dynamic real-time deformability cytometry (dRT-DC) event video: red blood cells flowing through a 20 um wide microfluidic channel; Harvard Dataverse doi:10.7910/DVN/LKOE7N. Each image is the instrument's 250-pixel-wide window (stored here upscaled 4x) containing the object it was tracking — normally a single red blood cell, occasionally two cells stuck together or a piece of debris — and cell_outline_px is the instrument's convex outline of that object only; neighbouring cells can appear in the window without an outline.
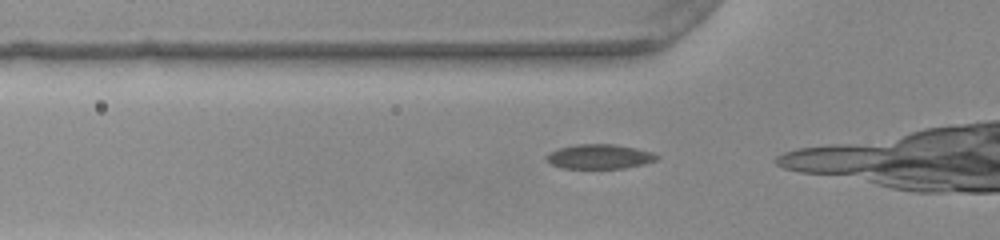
{"species": "common noctule bat (a hibernating species)", "species_latin": "Nyctalus noctula", "temperature_condition": "warm", "stored_images_in_passage": 10, "camera_frame_rate_fps": 3000, "um_per_image_px": 0.085, "animal": {"sex": "female", "body_mass_g": 22.0, "forearm_length_mm": 56.7}, "frame": {"image": 1, "passage_image": 6, "time_ms": 1.667, "image_size_px": [1000, 240], "cell_outline_px": [[660, 156], [656, 160], [644, 164], [624, 168], [560, 168], [544, 160], [544, 156], [548, 152], [556, 148], [576, 144], [616, 144], [636, 148], [652, 152]], "centroid_in_image_um": [50.9, 13.3], "position_along_channel_um": 74.9, "area_um2": 16.07}}
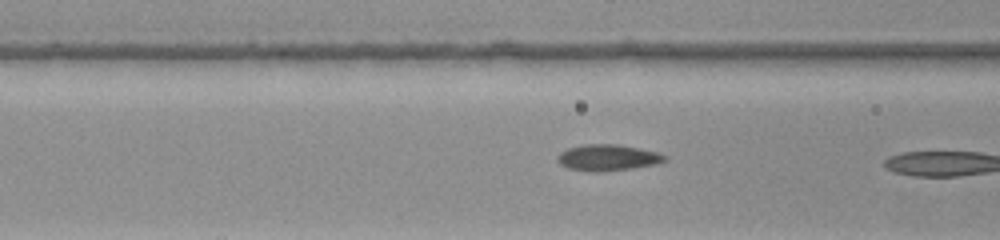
{"frame": {"image": 2, "passage_image": 9, "time_ms": 2.667, "image_size_px": [1000, 240], "cell_outline_px": [[668, 160], [656, 164], [632, 168], [600, 172], [592, 172], [568, 168], [560, 164], [556, 160], [556, 156], [560, 152], [568, 148], [584, 144], [616, 144], [640, 148], [656, 152], [668, 156]], "centroid_in_image_um": [51.65, 13.4], "position_along_channel_um": 115.0, "area_um2": 16.53}}